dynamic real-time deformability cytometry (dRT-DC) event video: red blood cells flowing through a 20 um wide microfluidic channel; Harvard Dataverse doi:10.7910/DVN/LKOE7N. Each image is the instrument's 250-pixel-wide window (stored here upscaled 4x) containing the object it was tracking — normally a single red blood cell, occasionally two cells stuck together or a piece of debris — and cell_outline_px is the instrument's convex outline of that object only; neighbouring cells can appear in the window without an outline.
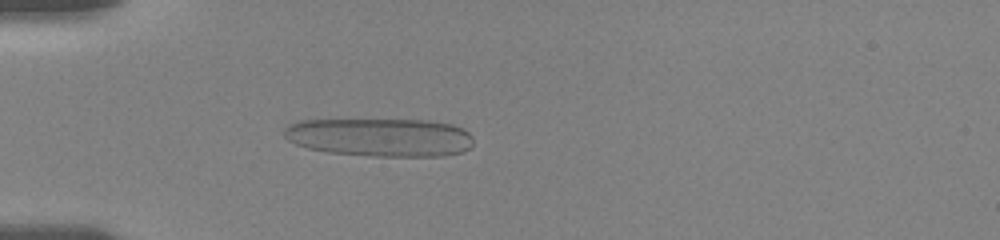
{"species": "human", "species_latin": "Homo sapiens", "temperature_condition": "room temperature", "stored_images_in_passage": 33, "camera_frame_rate_fps": 3000, "um_per_image_px": 0.085, "donor": {"sex": "female"}, "frame": {"image": 1, "passage_image": 10, "time_ms": 4.667, "image_size_px": [1000, 240], "cell_outline_px": [[472, 144], [464, 152], [444, 156], [372, 156], [328, 152], [308, 148], [296, 144], [288, 140], [284, 136], [284, 128], [288, 124], [300, 120], [428, 120], [452, 124], [464, 128], [472, 136]], "centroid_in_image_um": [32.33, 11.67], "position_along_channel_um": 52.7, "area_um2": 42.54}}
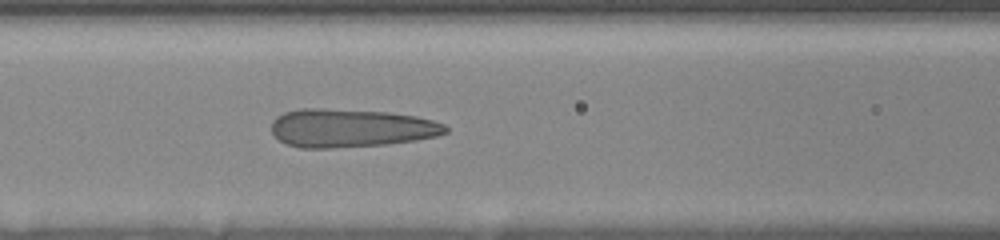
{"frame": {"image": 2, "passage_image": 17, "time_ms": 7.333, "image_size_px": [1000, 240], "cell_outline_px": [[448, 132], [436, 136], [416, 140], [388, 144], [332, 148], [300, 148], [288, 144], [280, 140], [272, 132], [272, 120], [276, 116], [284, 112], [296, 108], [324, 108], [388, 112], [416, 116], [432, 120], [444, 124], [448, 128]], "centroid_in_image_um": [29.8, 10.88], "position_along_channel_um": 136.8, "area_um2": 39.13}}
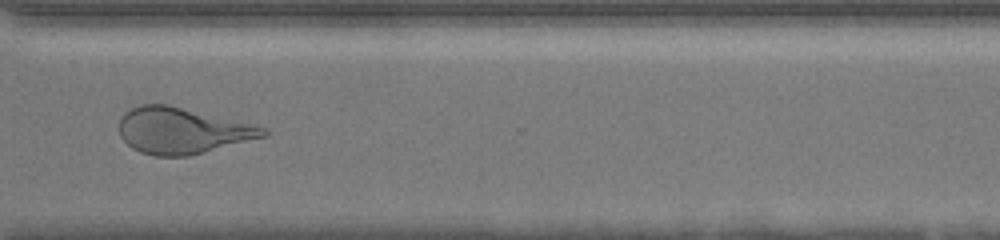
{"frame": {"image": 3, "passage_image": 27, "time_ms": 13.333, "image_size_px": [1000, 240], "cell_outline_px": [[268, 136], [188, 156], [156, 156], [140, 152], [132, 148], [120, 136], [120, 116], [124, 112], [140, 104], [168, 104], [252, 124], [268, 128]], "centroid_in_image_um": [15.48, 11.1], "position_along_channel_um": 355.1, "area_um2": 38.67}, "authors_computed_cell_mechanics": {"area_um2": 39.593, "velocity_mm_per_s": 3.6648, "shape_relaxation_time_tau1_ms": 5.5149, "shape_relaxation_time_tau2_ms": 1.1704, "deformation_change_tau1": 0.2233, "deformation_change_tau2": 0.1217}}